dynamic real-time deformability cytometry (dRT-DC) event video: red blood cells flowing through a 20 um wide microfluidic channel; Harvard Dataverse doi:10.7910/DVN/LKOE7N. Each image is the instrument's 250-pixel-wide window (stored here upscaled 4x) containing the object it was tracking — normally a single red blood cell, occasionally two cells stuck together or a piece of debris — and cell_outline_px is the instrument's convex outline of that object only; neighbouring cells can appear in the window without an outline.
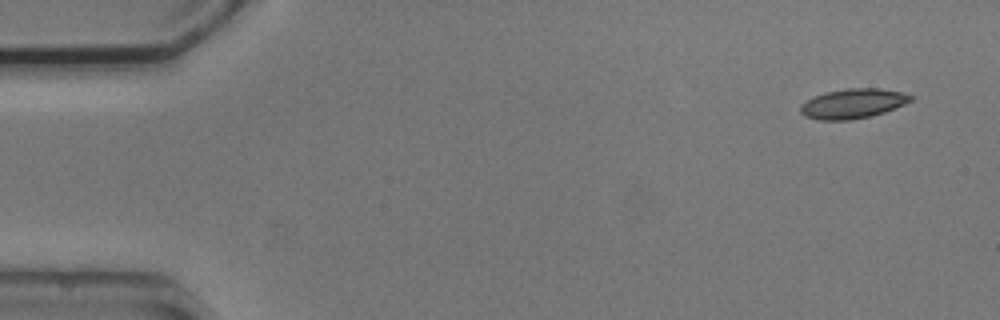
{"species": "common noctule bat (a hibernating species)", "species_latin": "Nyctalus noctula", "temperature_condition": "cold", "stored_images_in_passage": 5, "camera_frame_rate_fps": 3000, "um_per_image_px": 0.085, "animal": {"sex": "male", "body_mass_g": 20.5, "forearm_length_mm": 52.5}, "frame": {"image": 1, "passage_image": 1, "time_ms": 0.0, "image_size_px": [1000, 320], "cell_outline_px": [[912, 100], [904, 104], [884, 112], [872, 116], [848, 120], [820, 120], [804, 116], [800, 112], [800, 108], [808, 100], [816, 96], [828, 92], [844, 88], [876, 88], [900, 92], [912, 96]], "centroid_in_image_um": [72.5, 8.81], "position_along_channel_um": 12.5, "area_um2": 18.73}}
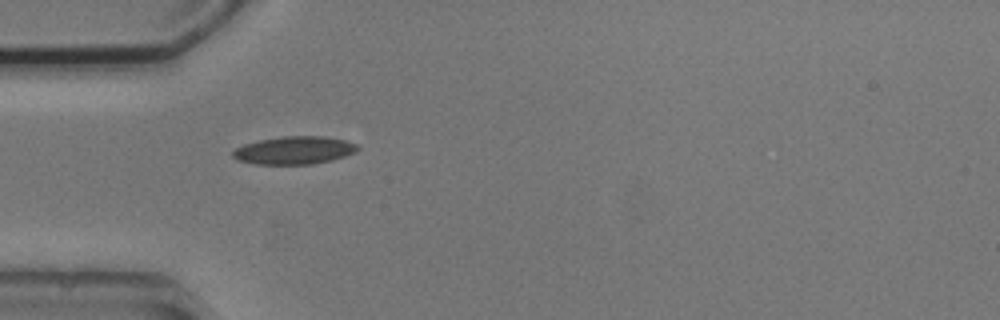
{"frame": {"image": 2, "passage_image": 4, "time_ms": 4.333, "image_size_px": [1000, 320], "cell_outline_px": [[360, 148], [356, 152], [332, 160], [312, 164], [256, 164], [236, 160], [232, 156], [232, 152], [236, 148], [244, 144], [260, 140], [284, 136], [324, 136], [344, 140], [356, 144]], "centroid_in_image_um": [25.01, 12.78], "position_along_channel_um": 60.0, "area_um2": 20.23}}